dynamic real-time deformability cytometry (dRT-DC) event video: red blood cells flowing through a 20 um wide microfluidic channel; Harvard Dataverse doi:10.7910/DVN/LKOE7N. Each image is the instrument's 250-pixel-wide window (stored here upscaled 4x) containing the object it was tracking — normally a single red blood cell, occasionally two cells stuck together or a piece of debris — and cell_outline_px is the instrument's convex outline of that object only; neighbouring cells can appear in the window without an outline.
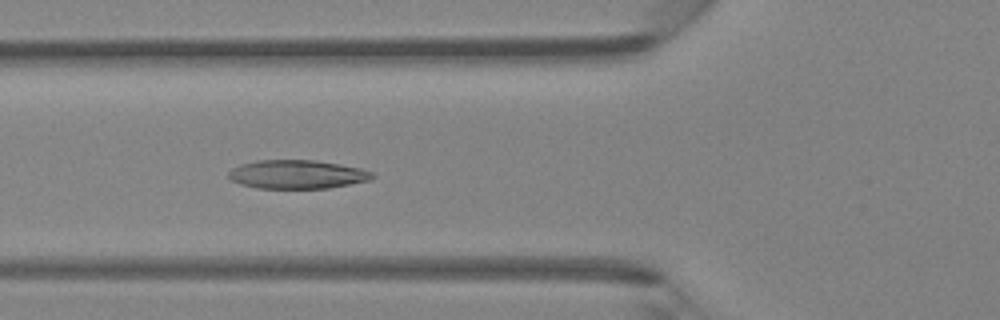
{"species": "Egyptian fruit bat (a non-hibernating species)", "species_latin": "Rousettus aegyptiacus", "temperature_condition": "room temperature", "stored_images_in_passage": 7, "camera_frame_rate_fps": 3000, "um_per_image_px": 0.085, "animal": {"sex": "female"}, "frame": {"image": 1, "passage_image": 5, "time_ms": 4.667, "image_size_px": [1000, 320], "cell_outline_px": [[376, 176], [368, 180], [328, 188], [256, 188], [240, 184], [232, 180], [228, 176], [228, 172], [232, 168], [240, 164], [256, 160], [316, 160], [340, 164], [360, 168], [372, 172]], "centroid_in_image_um": [25.23, 14.81], "position_along_channel_um": 100.6, "area_um2": 23.99}}
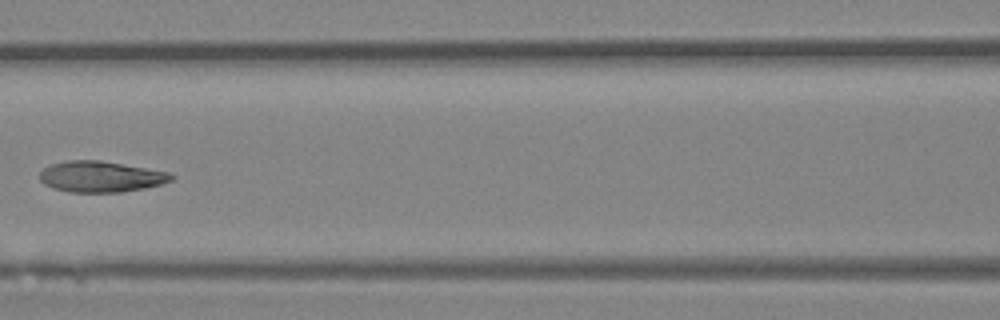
{"frame": {"image": 2, "passage_image": 6, "time_ms": 6.0, "image_size_px": [1000, 320], "cell_outline_px": [[176, 176], [172, 180], [160, 184], [144, 188], [120, 192], [68, 192], [52, 188], [44, 184], [40, 180], [40, 172], [44, 168], [52, 164], [68, 160], [100, 160], [168, 172]], "centroid_in_image_um": [8.54, 15.02], "position_along_channel_um": 158.1, "area_um2": 23.64}}
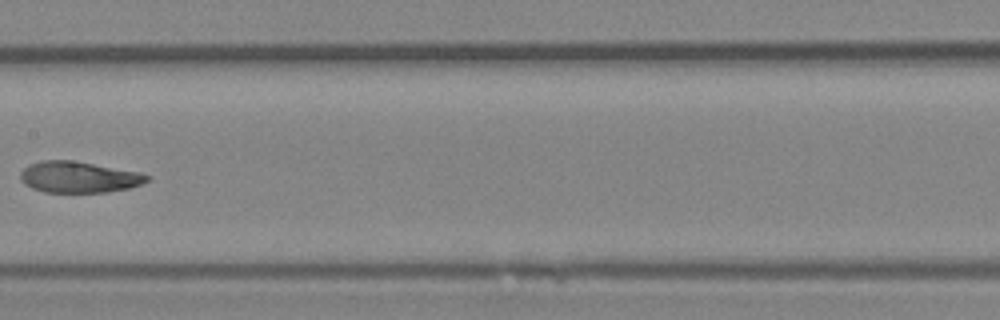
{"frame": {"image": 3, "passage_image": 7, "time_ms": 7.0, "image_size_px": [1000, 320], "cell_outline_px": [[148, 180], [140, 184], [128, 188], [108, 192], [44, 192], [32, 188], [24, 184], [20, 180], [20, 172], [28, 164], [40, 160], [72, 160], [140, 172], [148, 176]], "centroid_in_image_um": [6.64, 15.05], "position_along_channel_um": 200.8, "area_um2": 23.0}}